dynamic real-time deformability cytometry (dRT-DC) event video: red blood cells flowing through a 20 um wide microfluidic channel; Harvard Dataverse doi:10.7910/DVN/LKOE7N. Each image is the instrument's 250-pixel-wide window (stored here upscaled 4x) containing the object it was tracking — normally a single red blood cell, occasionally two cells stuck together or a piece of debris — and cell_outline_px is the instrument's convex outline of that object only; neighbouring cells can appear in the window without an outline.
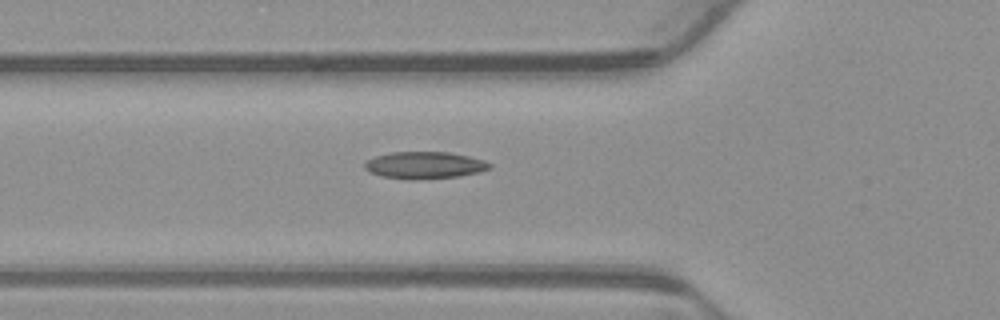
{"species": "common noctule bat (a hibernating species)", "species_latin": "Nyctalus noctula", "temperature_condition": "warm", "stored_images_in_passage": 38, "camera_frame_rate_fps": 3000, "um_per_image_px": 0.085, "animal": {"sex": "male", "body_mass_g": 23.1, "forearm_length_mm": 52.7}, "frame": {"image": 1, "passage_image": 5, "time_ms": 1.333, "image_size_px": [1000, 320], "cell_outline_px": [[492, 168], [460, 176], [412, 180], [408, 180], [380, 176], [364, 168], [364, 160], [376, 156], [392, 152], [448, 152], [468, 156], [484, 160], [492, 164]], "centroid_in_image_um": [36.06, 14.04], "position_along_channel_um": 89.7, "area_um2": 19.71}}
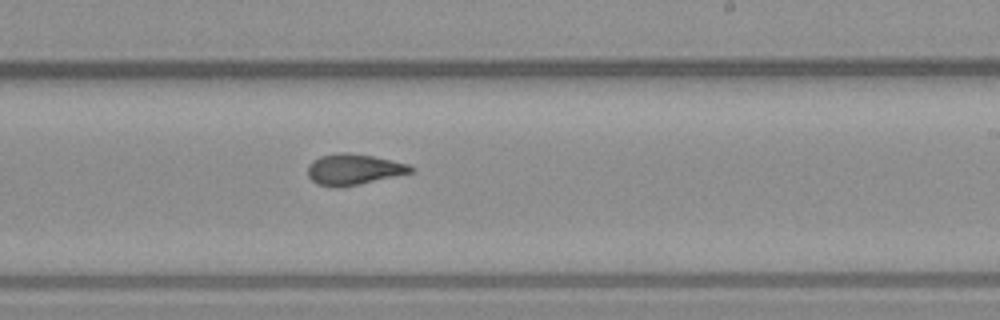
{"frame": {"image": 2, "passage_image": 18, "time_ms": 5.667, "image_size_px": [1000, 320], "cell_outline_px": [[416, 168], [412, 172], [360, 184], [336, 188], [332, 188], [316, 184], [308, 176], [308, 164], [312, 160], [320, 156], [340, 152], [348, 152], [372, 156], [408, 164]], "centroid_in_image_um": [30.02, 14.4], "position_along_channel_um": 259.0, "area_um2": 18.61}}
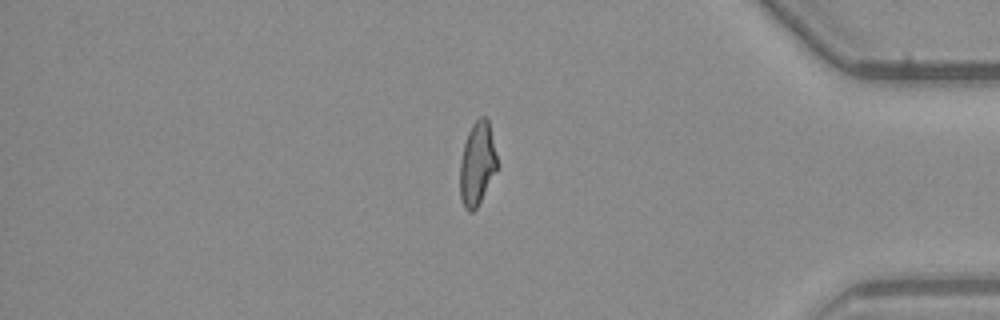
{"frame": {"image": 3, "passage_image": 31, "time_ms": 10.0, "image_size_px": [1000, 320], "cell_outline_px": [[496, 168], [476, 208], [472, 212], [468, 212], [464, 208], [460, 196], [460, 160], [464, 144], [468, 132], [472, 124], [480, 116], [484, 116], [488, 120], [496, 156]], "centroid_in_image_um": [40.52, 13.91], "position_along_channel_um": 394.7, "area_um2": 17.51}, "authors_computed_cell_mechanics": {"area_um2": 18.5827, "velocity_mm_per_s": 3.8889, "shape_relaxation_time_tau1_ms": 8.2965, "shape_relaxation_time_tau2_ms": 1.8282, "deformation_change_tau1": 0.2432, "deformation_change_tau2": 0.0933}}